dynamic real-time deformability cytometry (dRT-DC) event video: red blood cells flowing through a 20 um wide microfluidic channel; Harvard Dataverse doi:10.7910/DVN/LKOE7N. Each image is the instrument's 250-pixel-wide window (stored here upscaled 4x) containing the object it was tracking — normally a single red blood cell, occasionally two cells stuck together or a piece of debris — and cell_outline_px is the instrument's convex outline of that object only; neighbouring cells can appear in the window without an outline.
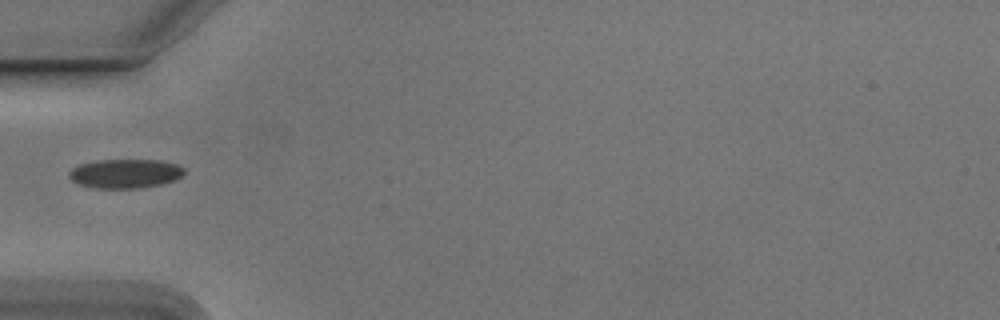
{"species": "Egyptian fruit bat (a non-hibernating species)", "species_latin": "Rousettus aegyptiacus", "temperature_condition": "cold", "stored_images_in_passage": 37, "camera_frame_rate_fps": 3000, "um_per_image_px": 0.085, "animal": {"sex": "male"}, "frame": {"image": 1, "passage_image": 1, "time_ms": 0.0, "image_size_px": [1000, 320], "cell_outline_px": [[184, 172], [176, 180], [164, 184], [140, 188], [92, 188], [80, 184], [72, 180], [68, 176], [68, 172], [72, 168], [80, 164], [100, 160], [160, 160], [176, 164], [184, 168]], "centroid_in_image_um": [10.65, 14.76], "position_along_channel_um": 74.4, "area_um2": 19.59}}
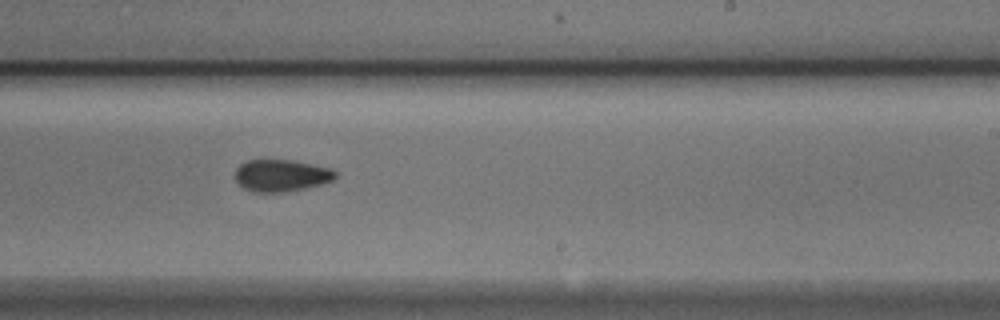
{"frame": {"image": 2, "passage_image": 16, "time_ms": 5.0, "image_size_px": [1000, 320], "cell_outline_px": [[336, 176], [332, 180], [324, 184], [284, 192], [252, 192], [236, 184], [236, 168], [240, 164], [248, 160], [292, 160], [332, 168], [336, 172]], "centroid_in_image_um": [23.9, 14.92], "position_along_channel_um": 265.1, "area_um2": 18.79}}
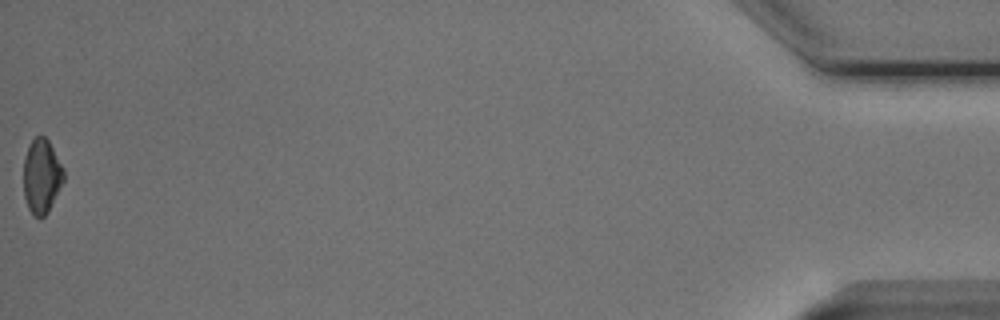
{"frame": {"image": 3, "passage_image": 37, "time_ms": 12.0, "image_size_px": [1000, 320], "cell_outline_px": [[64, 180], [48, 212], [44, 216], [36, 216], [28, 208], [24, 196], [24, 156], [28, 144], [36, 136], [44, 136], [48, 140], [64, 168]], "centroid_in_image_um": [3.54, 14.94], "position_along_channel_um": 431.7, "area_um2": 17.34}, "authors_computed_cell_mechanics": {"area_um2": 18.2648, "velocity_mm_per_s": 3.8099, "shape_relaxation_time_tau1_ms": 2.2792, "shape_relaxation_time_tau2_ms": 6.3251, "deformation_change_tau1": 0.0787, "deformation_change_tau2": 0.0988}}